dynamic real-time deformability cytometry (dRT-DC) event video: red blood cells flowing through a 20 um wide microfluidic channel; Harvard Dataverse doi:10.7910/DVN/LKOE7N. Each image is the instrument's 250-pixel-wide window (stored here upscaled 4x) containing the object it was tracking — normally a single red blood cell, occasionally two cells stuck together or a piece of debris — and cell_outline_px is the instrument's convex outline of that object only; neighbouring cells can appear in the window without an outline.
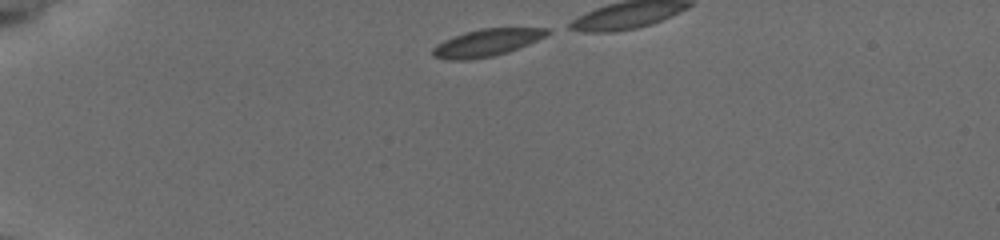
{"species": "common noctule bat (a hibernating species)", "species_latin": "Nyctalus noctula", "temperature_condition": "cold", "stored_images_in_passage": 13, "camera_frame_rate_fps": 3000, "um_per_image_px": 0.085, "animal": {"sex": "female", "body_mass_g": 19.5, "forearm_length_mm": 54.1}, "frame": {"image": 1, "passage_image": 1, "time_ms": 0.0, "image_size_px": [1000, 240], "cell_outline_px": [[552, 32], [528, 44], [508, 52], [492, 56], [472, 60], [444, 60], [432, 56], [432, 48], [436, 44], [444, 40], [464, 32], [480, 28], [552, 28]], "centroid_in_image_um": [41.33, 3.63], "position_along_channel_um": 43.7, "area_um2": 18.32}}
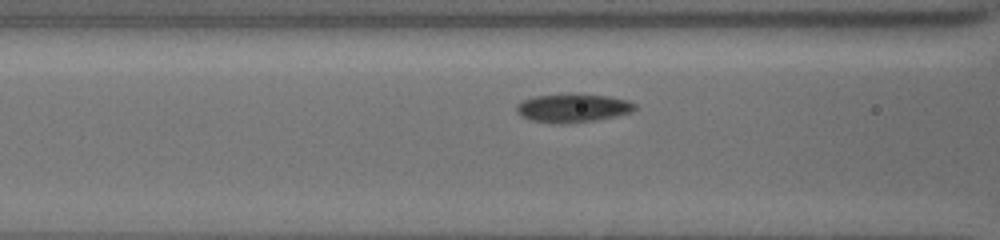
{"frame": {"image": 2, "passage_image": 11, "time_ms": 3.333, "image_size_px": [1000, 240], "cell_outline_px": [[636, 108], [632, 112], [616, 116], [592, 120], [560, 124], [556, 124], [532, 120], [516, 112], [516, 104], [532, 96], [568, 92], [572, 92], [608, 96], [628, 100], [636, 104]], "centroid_in_image_um": [48.68, 9.14], "position_along_channel_um": 117.9, "area_um2": 20.0}}